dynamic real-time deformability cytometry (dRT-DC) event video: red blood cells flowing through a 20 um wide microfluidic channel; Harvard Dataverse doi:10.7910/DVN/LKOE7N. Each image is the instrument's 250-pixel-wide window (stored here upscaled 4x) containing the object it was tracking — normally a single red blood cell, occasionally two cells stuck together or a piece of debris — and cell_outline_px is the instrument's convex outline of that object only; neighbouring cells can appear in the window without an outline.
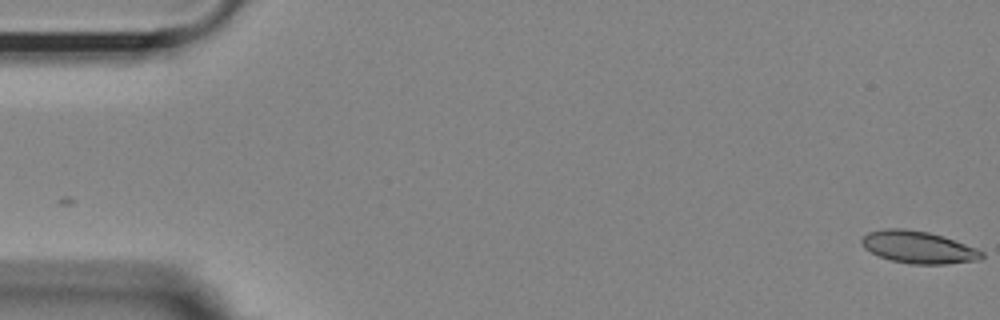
{"species": "Egyptian fruit bat (a non-hibernating species)", "species_latin": "Rousettus aegyptiacus", "temperature_condition": "room temperature", "stored_images_in_passage": 38, "camera_frame_rate_fps": 3000, "um_per_image_px": 0.085, "animal": {"sex": "female"}, "frame": {"image": 1, "passage_image": 1, "time_ms": 0.0, "image_size_px": [1000, 320], "cell_outline_px": [[984, 256], [980, 260], [944, 264], [912, 264], [892, 260], [880, 256], [864, 248], [860, 240], [868, 232], [884, 228], [904, 228], [928, 232], [944, 236], [976, 248], [984, 252]], "centroid_in_image_um": [78.07, 21.0], "position_along_channel_um": 6.9, "area_um2": 22.54}}
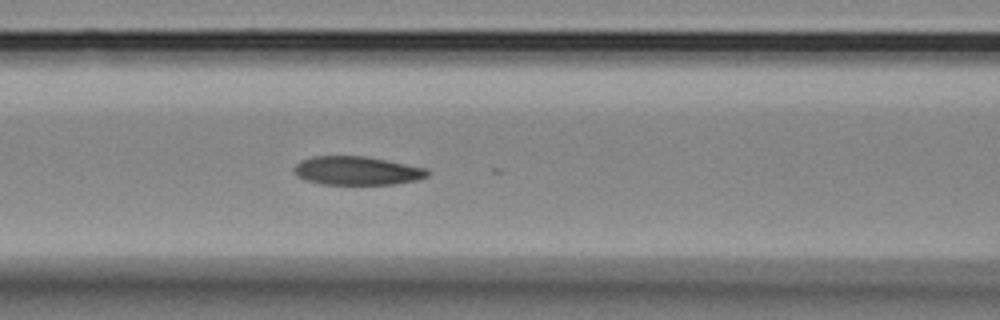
{"frame": {"image": 2, "passage_image": 23, "time_ms": 7.333, "image_size_px": [1000, 320], "cell_outline_px": [[428, 176], [416, 180], [396, 184], [320, 184], [304, 180], [296, 176], [296, 164], [300, 160], [312, 156], [364, 156], [428, 168]], "centroid_in_image_um": [30.33, 14.51], "position_along_channel_um": 136.3, "area_um2": 22.2}}
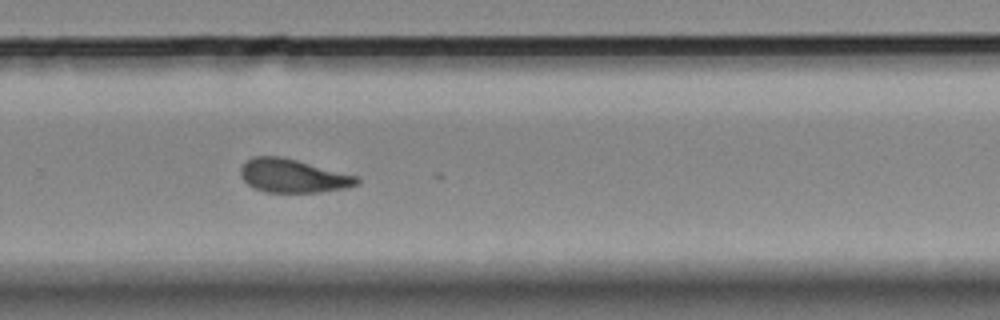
{"frame": {"image": 3, "passage_image": 37, "time_ms": 12.0, "image_size_px": [1000, 320], "cell_outline_px": [[360, 180], [356, 184], [348, 188], [320, 192], [264, 192], [248, 184], [240, 176], [240, 168], [252, 156], [280, 156], [296, 160], [356, 176]], "centroid_in_image_um": [24.87, 14.95], "position_along_channel_um": 304.9, "area_um2": 22.43}}